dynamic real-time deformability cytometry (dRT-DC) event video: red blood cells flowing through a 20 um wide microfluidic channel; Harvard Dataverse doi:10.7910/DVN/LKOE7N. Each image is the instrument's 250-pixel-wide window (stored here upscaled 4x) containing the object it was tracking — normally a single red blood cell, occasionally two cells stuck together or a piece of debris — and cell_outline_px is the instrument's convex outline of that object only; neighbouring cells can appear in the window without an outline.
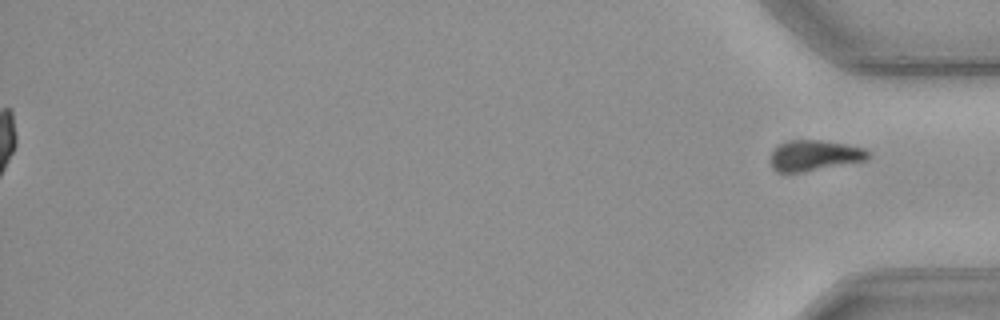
{"species": "common noctule bat (a hibernating species)", "species_latin": "Nyctalus noctula", "temperature_condition": "cold", "stored_images_in_passage": 45, "segment_of_instrument_passage": [2, 2], "camera_frame_rate_fps": 3000, "um_per_image_px": 0.085, "animal": {"sex": "male", "body_mass_g": 23.1, "forearm_length_mm": 52.7}, "frame": {"image": 1, "passage_image": 45, "time_ms": 14.667, "image_size_px": [1000, 320], "cell_outline_px": [[872, 156], [868, 160], [800, 172], [776, 172], [772, 168], [772, 152], [780, 144], [792, 140], [820, 140], [848, 144], [864, 148]], "centroid_in_image_um": [69.28, 13.21], "position_along_channel_um": 365.9, "area_um2": 17.28}}